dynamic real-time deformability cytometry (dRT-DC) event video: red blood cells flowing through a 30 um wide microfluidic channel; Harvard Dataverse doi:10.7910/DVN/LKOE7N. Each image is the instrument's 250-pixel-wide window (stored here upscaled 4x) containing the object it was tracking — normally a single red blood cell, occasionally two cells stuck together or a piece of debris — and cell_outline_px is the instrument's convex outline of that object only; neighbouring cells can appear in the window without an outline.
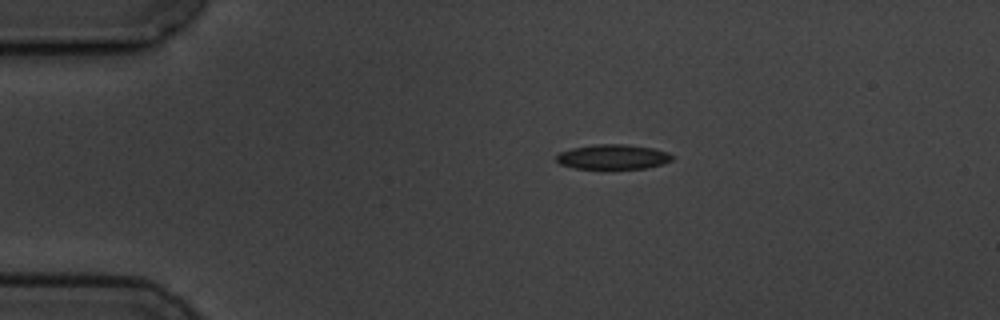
{"species": "common noctule bat (a hibernating species)", "species_latin": "Nyctalus noctula", "temperature_condition": "cold", "stored_images_in_passage": 8, "camera_frame_rate_fps": 3000, "um_per_image_px": 0.085, "animal": {"sex": "male", "body_mass_g": 19.5, "forearm_length_mm": 54.6}, "frame": {"image": 1, "passage_image": 2, "time_ms": 1.333, "image_size_px": [1000, 320], "cell_outline_px": [[672, 160], [664, 164], [644, 168], [576, 168], [560, 164], [556, 160], [556, 156], [560, 152], [572, 148], [596, 144], [624, 144], [652, 148], [668, 152], [672, 156]], "centroid_in_image_um": [52.1, 13.32], "position_along_channel_um": 32.9, "area_um2": 16.53}}
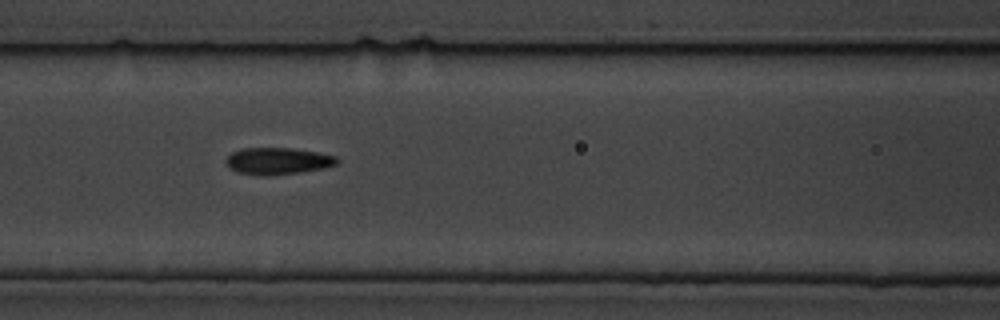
{"frame": {"image": 2, "passage_image": 6, "time_ms": 5.667, "image_size_px": [1000, 320], "cell_outline_px": [[340, 160], [336, 164], [324, 168], [300, 172], [264, 176], [236, 172], [224, 160], [232, 152], [244, 148], [292, 148], [320, 152], [336, 156]], "centroid_in_image_um": [23.64, 13.68], "position_along_channel_um": 143.0, "area_um2": 17.34}}
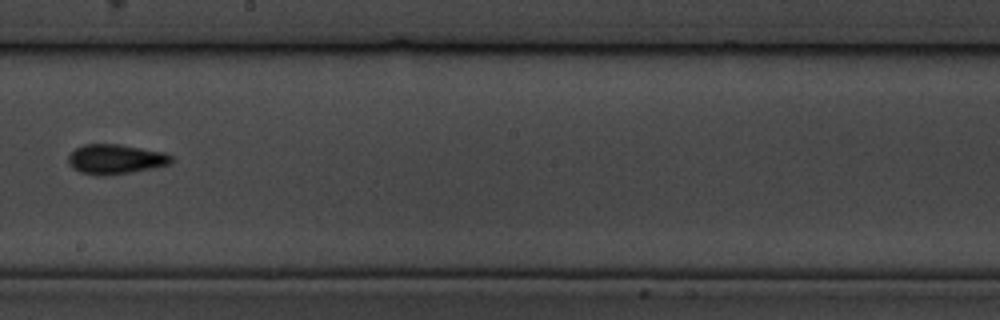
{"frame": {"image": 3, "passage_image": 8, "time_ms": 8.333, "image_size_px": [1000, 320], "cell_outline_px": [[176, 156], [172, 164], [132, 172], [108, 176], [96, 176], [80, 172], [72, 168], [68, 164], [68, 156], [76, 148], [84, 144], [116, 144], [164, 152]], "centroid_in_image_um": [9.85, 13.55], "position_along_channel_um": 238.4, "area_um2": 18.15}}